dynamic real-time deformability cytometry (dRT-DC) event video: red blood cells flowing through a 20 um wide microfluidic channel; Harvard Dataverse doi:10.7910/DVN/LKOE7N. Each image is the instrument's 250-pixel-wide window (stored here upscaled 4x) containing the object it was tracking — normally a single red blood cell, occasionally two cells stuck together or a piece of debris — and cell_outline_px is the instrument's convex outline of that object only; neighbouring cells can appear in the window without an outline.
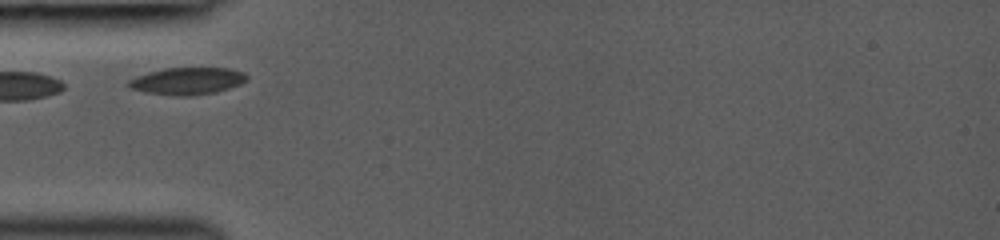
{"species": "common noctule bat (a hibernating species)", "species_latin": "Nyctalus noctula", "temperature_condition": "room temperature", "stored_images_in_passage": 8, "camera_frame_rate_fps": 3000, "um_per_image_px": 0.085, "animal": {"sex": "female", "body_mass_g": 19.0, "forearm_length_mm": 53.3}, "frame": {"image": 1, "passage_image": 1, "time_ms": 0.0, "image_size_px": [1000, 240], "cell_outline_px": [[248, 80], [240, 84], [216, 92], [192, 96], [176, 96], [144, 92], [132, 88], [124, 84], [128, 80], [136, 76], [148, 72], [164, 68], [228, 68], [244, 72], [248, 76]], "centroid_in_image_um": [15.91, 6.89], "position_along_channel_um": 69.1, "area_um2": 18.84}}